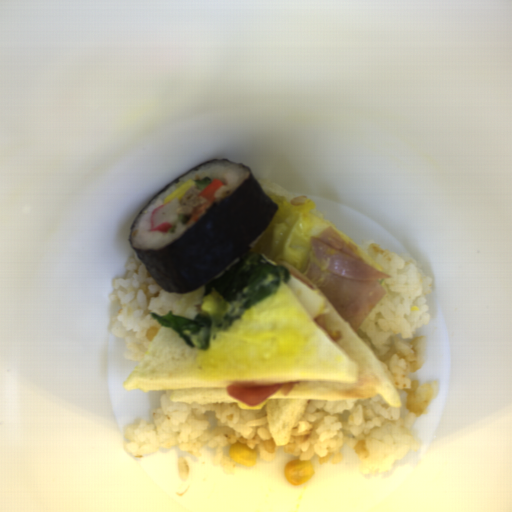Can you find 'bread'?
Returning <instances> with one entry per match:
<instances>
[{
  "label": "bread",
  "instance_id": "obj_1",
  "mask_svg": "<svg viewBox=\"0 0 512 512\" xmlns=\"http://www.w3.org/2000/svg\"><path fill=\"white\" fill-rule=\"evenodd\" d=\"M314 286V285H313ZM318 315L342 340L334 342L284 283L246 309L207 350H193L174 330L161 326L123 383L127 391L171 390L173 403H234L241 410L266 402L268 429L276 445L291 440L308 400L357 401L376 395L393 408L402 398L384 365L323 293ZM298 381L286 396L248 406L228 395V385Z\"/></svg>",
  "mask_w": 512,
  "mask_h": 512
},
{
  "label": "bread",
  "instance_id": "obj_2",
  "mask_svg": "<svg viewBox=\"0 0 512 512\" xmlns=\"http://www.w3.org/2000/svg\"><path fill=\"white\" fill-rule=\"evenodd\" d=\"M256 181L264 194L277 205L278 210L268 226L247 249L260 254L271 265H289L304 274L311 237H319L328 227H332L346 243L356 247L360 259L384 273L383 267L358 244L330 221L317 217L291 192L259 178Z\"/></svg>",
  "mask_w": 512,
  "mask_h": 512
},
{
  "label": "bread",
  "instance_id": "obj_3",
  "mask_svg": "<svg viewBox=\"0 0 512 512\" xmlns=\"http://www.w3.org/2000/svg\"><path fill=\"white\" fill-rule=\"evenodd\" d=\"M205 292L206 287L204 283L191 293H184L173 309L172 314L194 320L201 313Z\"/></svg>",
  "mask_w": 512,
  "mask_h": 512
}]
</instances>
